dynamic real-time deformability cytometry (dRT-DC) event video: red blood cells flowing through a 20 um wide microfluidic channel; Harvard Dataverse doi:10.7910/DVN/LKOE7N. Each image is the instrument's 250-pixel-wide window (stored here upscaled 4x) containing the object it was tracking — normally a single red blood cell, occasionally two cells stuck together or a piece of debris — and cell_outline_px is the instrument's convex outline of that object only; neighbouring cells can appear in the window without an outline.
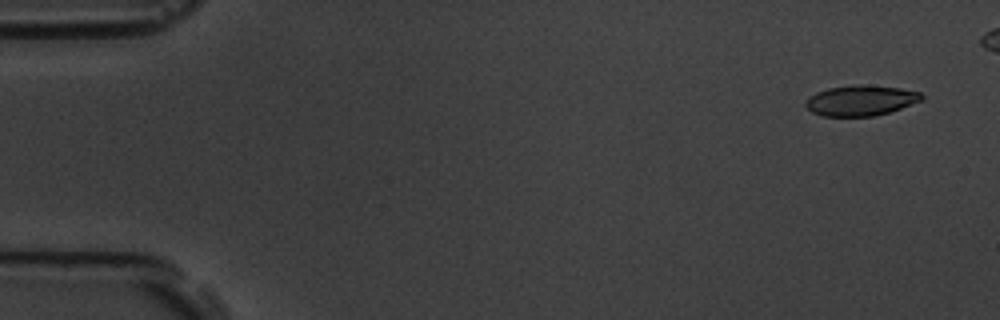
{"species": "common noctule bat (a hibernating species)", "species_latin": "Nyctalus noctula", "temperature_condition": "room temperature", "stored_images_in_passage": 6, "camera_frame_rate_fps": 3000, "um_per_image_px": 0.085, "animal": {"sex": "male", "body_mass_g": 19.5, "forearm_length_mm": 54.6}, "frame": {"image": 1, "passage_image": 1, "time_ms": 0.0, "image_size_px": [1000, 320], "cell_outline_px": [[924, 100], [888, 112], [872, 116], [820, 116], [812, 112], [804, 104], [804, 100], [816, 92], [828, 88], [856, 84], [860, 84], [900, 88], [920, 92], [924, 96]], "centroid_in_image_um": [73.14, 8.53], "position_along_channel_um": 11.9, "area_um2": 20.63}}